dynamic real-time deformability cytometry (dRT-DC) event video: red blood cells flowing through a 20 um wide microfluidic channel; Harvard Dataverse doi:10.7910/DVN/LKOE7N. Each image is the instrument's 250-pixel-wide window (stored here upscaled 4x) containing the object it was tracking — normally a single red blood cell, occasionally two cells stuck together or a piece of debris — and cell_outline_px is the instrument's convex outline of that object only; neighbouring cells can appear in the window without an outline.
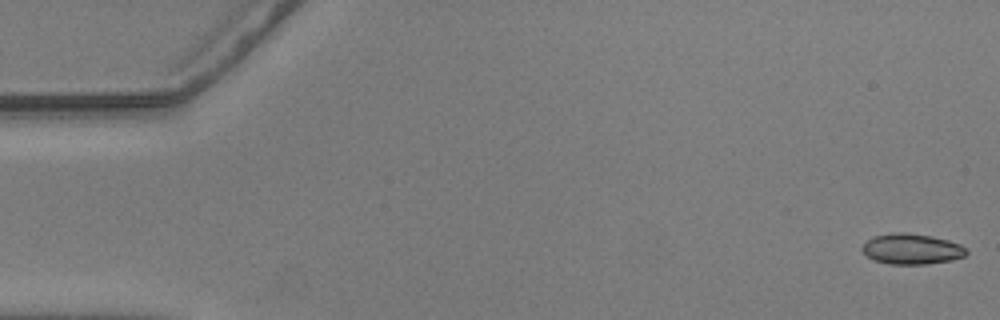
{"species": "common noctule bat (a hibernating species)", "species_latin": "Nyctalus noctula", "temperature_condition": "warm", "stored_images_in_passage": 57, "camera_frame_rate_fps": 3000, "um_per_image_px": 0.085, "animal": {"sex": "male", "body_mass_g": 20.5, "forearm_length_mm": 52.5}, "frame": {"image": 1, "passage_image": 1, "time_ms": 0.0, "image_size_px": [1000, 320], "cell_outline_px": [[968, 252], [964, 256], [952, 260], [924, 264], [888, 264], [872, 260], [860, 248], [872, 236], [892, 232], [908, 232], [932, 236], [948, 240], [960, 244], [968, 248]], "centroid_in_image_um": [77.49, 21.15], "position_along_channel_um": 7.5, "area_um2": 18.79}}
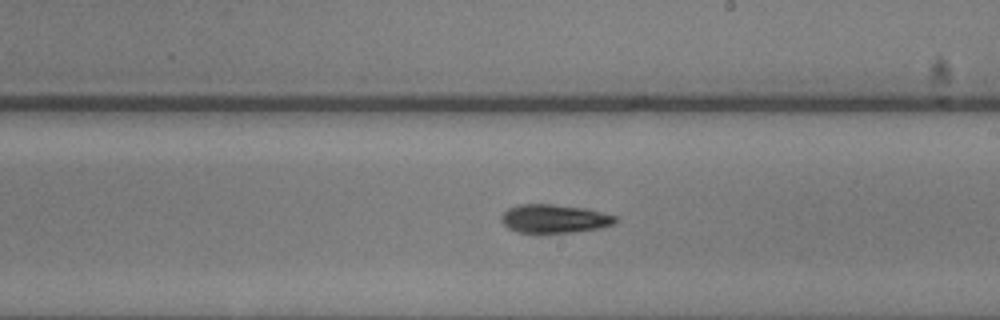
{"frame": {"image": 2, "passage_image": 32, "time_ms": 10.333, "image_size_px": [1000, 320], "cell_outline_px": [[620, 220], [616, 224], [604, 228], [540, 236], [536, 236], [516, 232], [508, 228], [500, 220], [500, 216], [508, 208], [516, 204], [552, 204], [584, 208], [604, 212], [620, 216]], "centroid_in_image_um": [47.15, 18.63], "position_along_channel_um": 241.9, "area_um2": 20.23}}
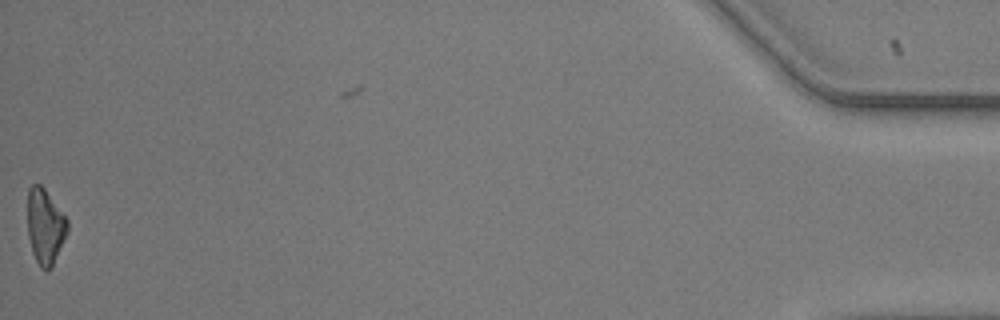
{"frame": {"image": 3, "passage_image": 56, "time_ms": 18.333, "image_size_px": [1000, 320], "cell_outline_px": [[68, 232], [48, 272], [40, 268], [32, 252], [28, 236], [28, 188], [32, 184], [40, 184], [44, 188], [68, 220]], "centroid_in_image_um": [3.83, 19.24], "position_along_channel_um": 431.4, "area_um2": 17.34}}